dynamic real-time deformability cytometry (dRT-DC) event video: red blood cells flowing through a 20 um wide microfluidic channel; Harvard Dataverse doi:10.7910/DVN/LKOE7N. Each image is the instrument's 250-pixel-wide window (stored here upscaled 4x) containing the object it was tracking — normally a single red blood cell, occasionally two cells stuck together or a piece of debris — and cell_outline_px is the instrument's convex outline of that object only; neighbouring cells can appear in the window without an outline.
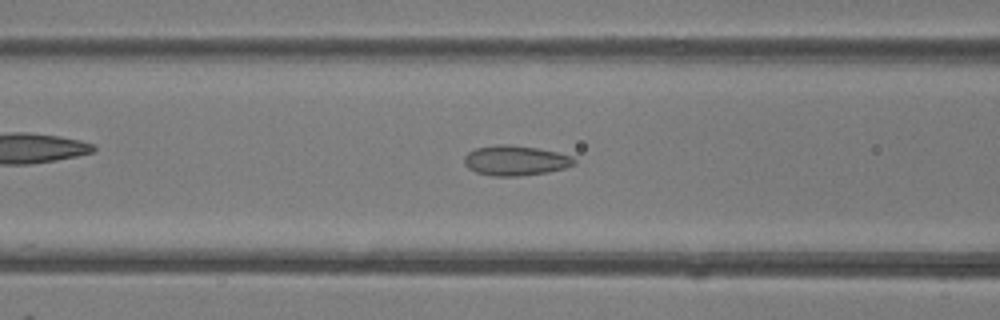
{"species": "common noctule bat (a hibernating species)", "species_latin": "Nyctalus noctula", "temperature_condition": "room temperature", "stored_images_in_passage": 37, "camera_frame_rate_fps": 3000, "um_per_image_px": 0.085, "animal": {"sex": "female"}, "frame": {"image": 1, "passage_image": 9, "time_ms": 2.667, "image_size_px": [1000, 320], "cell_outline_px": [[576, 164], [564, 168], [548, 172], [520, 176], [492, 176], [476, 172], [468, 168], [464, 164], [464, 156], [468, 152], [476, 148], [496, 144], [508, 144], [536, 148], [556, 152], [572, 156], [576, 160]], "centroid_in_image_um": [43.8, 13.64], "position_along_channel_um": 122.8, "area_um2": 19.31}}
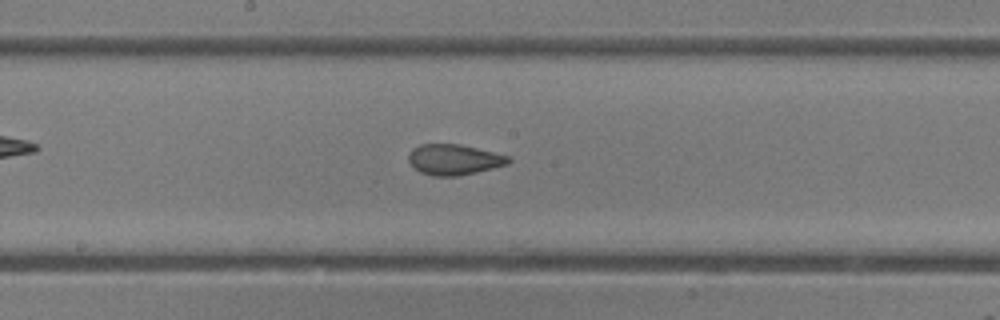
{"frame": {"image": 2, "passage_image": 15, "time_ms": 4.667, "image_size_px": [1000, 320], "cell_outline_px": [[512, 160], [508, 164], [476, 172], [456, 176], [432, 176], [420, 172], [408, 160], [408, 156], [412, 148], [420, 144], [460, 144], [508, 156]], "centroid_in_image_um": [38.57, 13.56], "position_along_channel_um": 209.6, "area_um2": 17.63}}
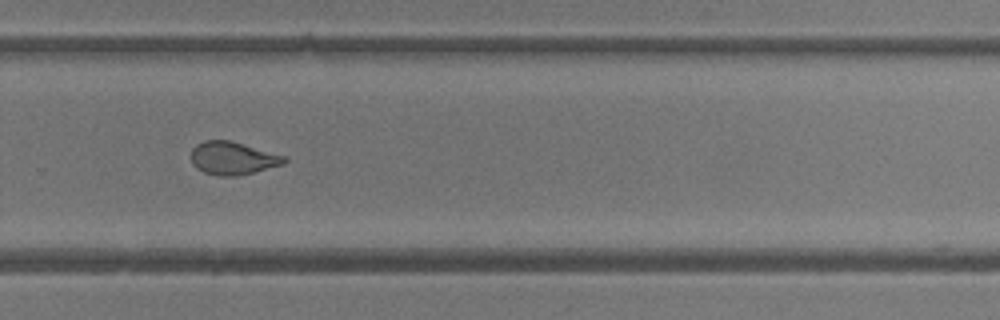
{"frame": {"image": 3, "passage_image": 22, "time_ms": 7.0, "image_size_px": [1000, 320], "cell_outline_px": [[288, 160], [284, 164], [236, 176], [220, 176], [204, 172], [196, 168], [192, 164], [192, 148], [196, 144], [204, 140], [232, 140], [284, 156]], "centroid_in_image_um": [19.76, 13.43], "position_along_channel_um": 310.0, "area_um2": 17.8}, "authors_computed_cell_mechanics": {"area_um2": 18.5538, "velocity_mm_per_s": 4.3335, "shape_relaxation_time_tau1_ms": 8.336, "shape_relaxation_time_tau2_ms": 1.2045, "deformation_change_tau1": 0.1908, "deformation_change_tau2": 0.0714}}